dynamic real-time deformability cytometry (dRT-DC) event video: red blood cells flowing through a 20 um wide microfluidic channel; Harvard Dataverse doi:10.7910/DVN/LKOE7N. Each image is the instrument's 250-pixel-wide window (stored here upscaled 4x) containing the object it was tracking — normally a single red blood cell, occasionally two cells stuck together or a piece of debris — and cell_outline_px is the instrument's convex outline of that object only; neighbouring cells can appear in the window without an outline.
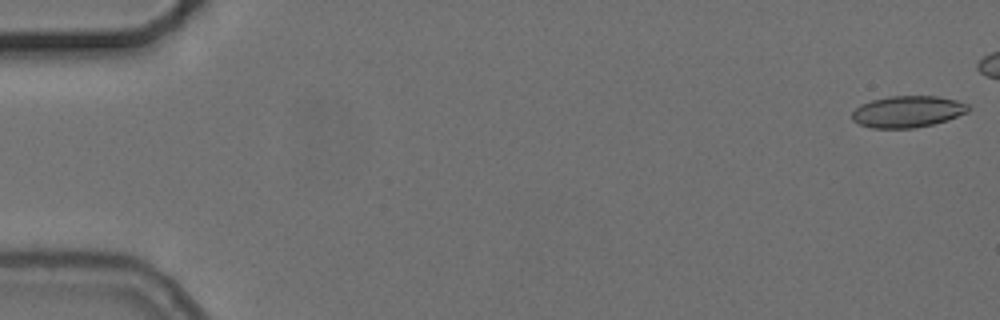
{"species": "common noctule bat (a hibernating species)", "species_latin": "Nyctalus noctula", "temperature_condition": "cold", "stored_images_in_passage": 48, "camera_frame_rate_fps": 3000, "um_per_image_px": 0.085, "animal": {"sex": "female", "body_mass_g": 24.6, "forearm_length_mm": 56.2}, "frame": {"image": 1, "passage_image": 1, "time_ms": 0.0, "image_size_px": [1000, 320], "cell_outline_px": [[968, 112], [948, 120], [932, 124], [912, 128], [872, 128], [860, 124], [852, 120], [852, 112], [860, 104], [872, 100], [888, 96], [936, 96], [956, 100], [968, 104]], "centroid_in_image_um": [77.13, 9.48], "position_along_channel_um": 7.9, "area_um2": 21.33}}
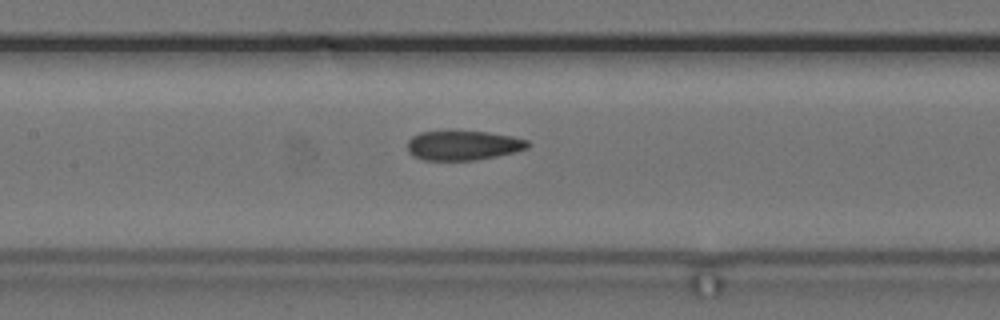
{"frame": {"image": 2, "passage_image": 26, "time_ms": 8.333, "image_size_px": [1000, 320], "cell_outline_px": [[532, 144], [528, 148], [516, 152], [476, 160], [424, 160], [412, 156], [408, 152], [408, 140], [412, 136], [420, 132], [488, 132], [512, 136], [528, 140]], "centroid_in_image_um": [39.39, 12.37], "position_along_channel_um": 168.0, "area_um2": 20.69}}
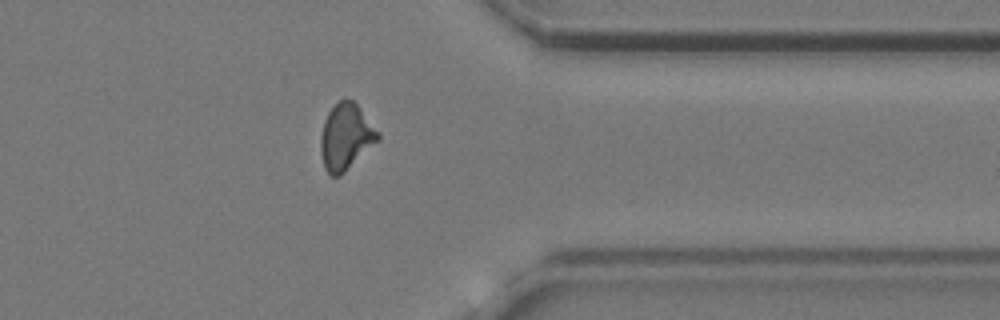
{"frame": {"image": 3, "passage_image": 44, "time_ms": 14.333, "image_size_px": [1000, 320], "cell_outline_px": [[380, 140], [340, 176], [332, 176], [324, 168], [320, 152], [320, 136], [324, 120], [328, 112], [340, 100], [352, 100], [360, 108], [380, 132]], "centroid_in_image_um": [29.4, 11.65], "position_along_channel_um": 382.0, "area_um2": 22.14}, "authors_computed_cell_mechanics": {"area_um2": 21.5883, "velocity_mm_per_s": 3.7286, "shape_relaxation_time_tau1_ms": null, "shape_relaxation_time_tau2_ms": 2.2221, "deformation_change_tau1": null, "deformation_change_tau2": 0.0907}}